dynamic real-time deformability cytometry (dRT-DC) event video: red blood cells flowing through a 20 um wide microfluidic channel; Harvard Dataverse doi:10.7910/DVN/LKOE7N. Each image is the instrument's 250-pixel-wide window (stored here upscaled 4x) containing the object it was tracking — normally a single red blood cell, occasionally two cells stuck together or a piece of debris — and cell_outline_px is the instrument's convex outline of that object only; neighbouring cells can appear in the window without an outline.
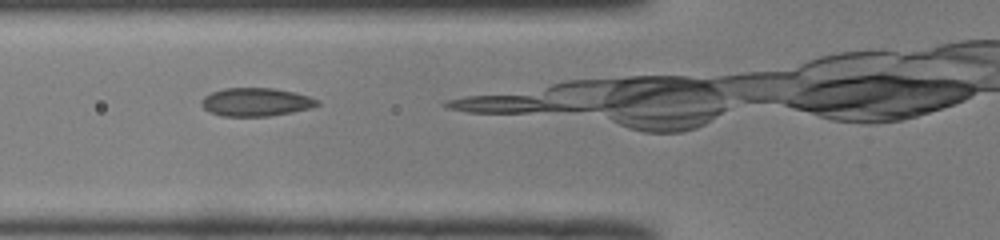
{"species": "common noctule bat (a hibernating species)", "species_latin": "Nyctalus noctula", "temperature_condition": "room temperature", "stored_images_in_passage": 18, "camera_frame_rate_fps": 3000, "um_per_image_px": 0.085, "animal": {"sex": "male", "body_mass_g": 19.0, "forearm_length_mm": 50.8}, "frame": {"image": 1, "passage_image": 3, "time_ms": 0.667, "image_size_px": [1000, 240], "cell_outline_px": [[320, 104], [312, 108], [292, 112], [268, 116], [224, 116], [208, 112], [200, 104], [200, 100], [204, 96], [212, 92], [224, 88], [276, 88], [296, 92], [320, 100]], "centroid_in_image_um": [21.76, 8.67], "position_along_channel_um": 104.0, "area_um2": 19.31}}